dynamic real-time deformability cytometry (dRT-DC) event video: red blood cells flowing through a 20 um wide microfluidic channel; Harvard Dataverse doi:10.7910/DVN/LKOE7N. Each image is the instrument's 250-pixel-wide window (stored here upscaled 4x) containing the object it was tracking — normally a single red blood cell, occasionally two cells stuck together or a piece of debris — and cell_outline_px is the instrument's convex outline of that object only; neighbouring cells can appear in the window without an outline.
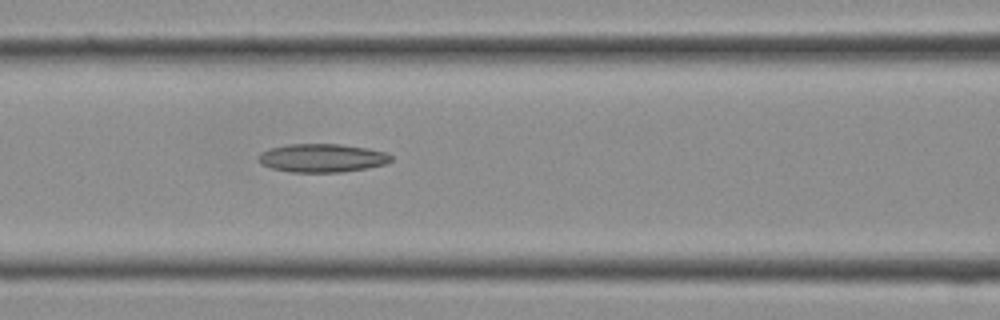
{"species": "Egyptian fruit bat (a non-hibernating species)", "species_latin": "Rousettus aegyptiacus", "temperature_condition": "cold", "stored_images_in_passage": 12, "camera_frame_rate_fps": 3000, "um_per_image_px": 0.085, "frame": {"image": 1, "passage_image": 12, "time_ms": 3.667, "image_size_px": [1000, 320], "cell_outline_px": [[392, 160], [388, 164], [368, 168], [340, 172], [292, 172], [272, 168], [260, 164], [256, 156], [260, 152], [272, 148], [288, 144], [340, 144], [368, 148], [388, 152], [392, 156]], "centroid_in_image_um": [27.41, 13.43], "position_along_channel_um": 139.2, "area_um2": 22.2}}